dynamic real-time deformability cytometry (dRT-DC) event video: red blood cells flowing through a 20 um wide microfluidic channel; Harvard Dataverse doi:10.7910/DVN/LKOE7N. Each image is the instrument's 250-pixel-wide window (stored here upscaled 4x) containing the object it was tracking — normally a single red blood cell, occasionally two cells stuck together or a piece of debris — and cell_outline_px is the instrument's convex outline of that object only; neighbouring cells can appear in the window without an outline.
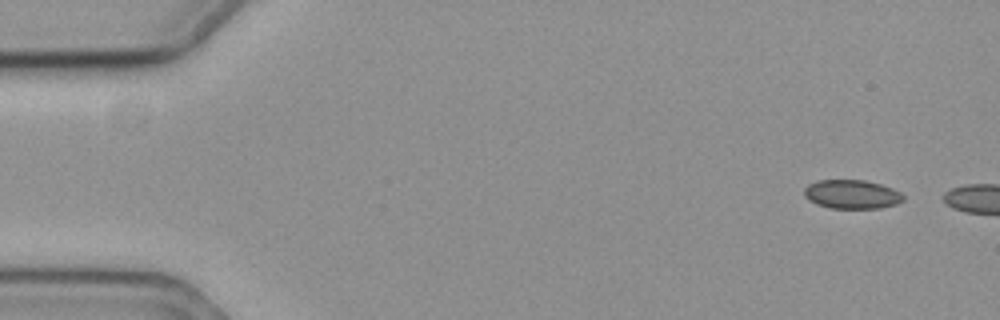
{"species": "common noctule bat (a hibernating species)", "species_latin": "Nyctalus noctula", "temperature_condition": "cold", "stored_images_in_passage": 6, "camera_frame_rate_fps": 3000, "um_per_image_px": 0.085, "animal": {"sex": "female", "body_mass_g": 19.3, "forearm_length_mm": 54.1}, "frame": {"image": 1, "passage_image": 1, "time_ms": 0.0, "image_size_px": [1000, 320], "cell_outline_px": [[904, 200], [896, 204], [880, 208], [832, 208], [816, 204], [808, 200], [804, 196], [804, 188], [808, 184], [816, 180], [864, 180], [880, 184], [892, 188], [900, 192], [904, 196]], "centroid_in_image_um": [72.38, 16.51], "position_along_channel_um": 12.6, "area_um2": 16.76}}